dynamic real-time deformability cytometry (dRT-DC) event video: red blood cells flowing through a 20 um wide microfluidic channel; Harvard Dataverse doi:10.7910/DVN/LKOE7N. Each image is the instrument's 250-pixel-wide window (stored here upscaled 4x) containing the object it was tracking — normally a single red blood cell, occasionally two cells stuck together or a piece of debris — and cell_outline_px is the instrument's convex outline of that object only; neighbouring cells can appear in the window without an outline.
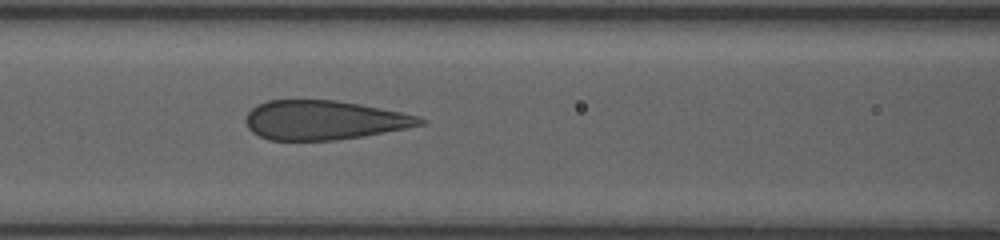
{"species": "human", "species_latin": "Homo sapiens", "temperature_condition": "room temperature", "stored_images_in_passage": 9, "camera_frame_rate_fps": 3000, "um_per_image_px": 0.085, "donor": {"sex": "female"}, "frame": {"image": 1, "passage_image": 6, "time_ms": 3.333, "image_size_px": [1000, 240], "cell_outline_px": [[428, 124], [364, 136], [336, 140], [268, 140], [252, 132], [248, 128], [244, 120], [248, 112], [256, 104], [268, 100], [336, 100], [360, 104], [400, 112], [416, 116], [428, 120]], "centroid_in_image_um": [27.53, 10.21], "position_along_channel_um": 139.1, "area_um2": 40.0}}
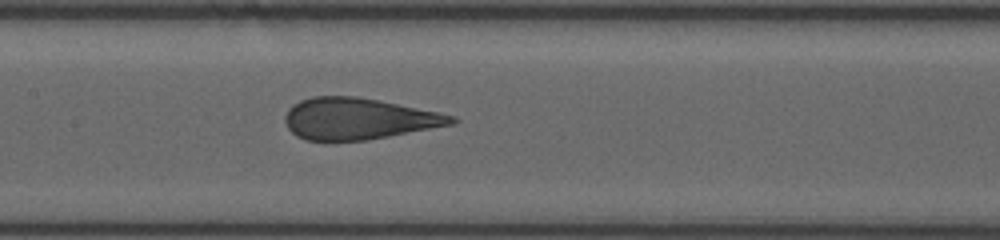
{"frame": {"image": 2, "passage_image": 9, "time_ms": 4.333, "image_size_px": [1000, 240], "cell_outline_px": [[460, 120], [456, 124], [368, 140], [308, 140], [296, 136], [288, 128], [284, 120], [284, 116], [288, 108], [292, 104], [300, 100], [312, 96], [356, 96], [456, 116]], "centroid_in_image_um": [30.45, 10.09], "position_along_channel_um": 176.9, "area_um2": 40.11}}